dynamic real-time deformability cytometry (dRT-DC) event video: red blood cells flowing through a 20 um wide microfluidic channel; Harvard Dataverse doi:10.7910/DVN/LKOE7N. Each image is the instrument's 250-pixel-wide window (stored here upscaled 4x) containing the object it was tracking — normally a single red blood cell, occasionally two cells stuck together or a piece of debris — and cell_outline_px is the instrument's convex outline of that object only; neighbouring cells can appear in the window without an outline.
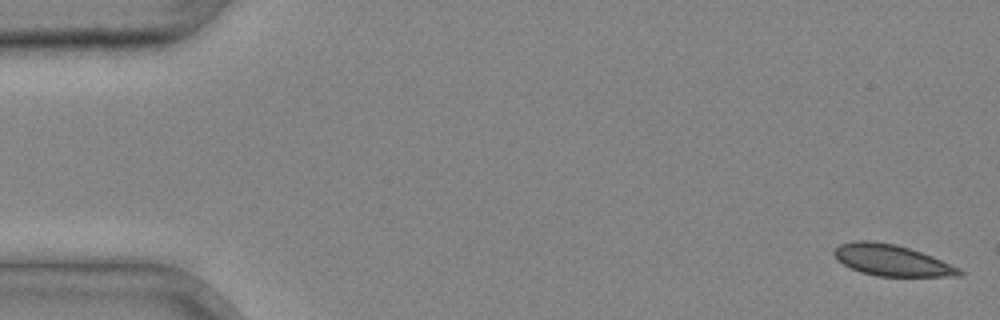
{"species": "common noctule bat (a hibernating species)", "species_latin": "Nyctalus noctula", "temperature_condition": "cold", "stored_images_in_passage": 34, "camera_frame_rate_fps": 3000, "um_per_image_px": 0.085, "animal": {"sex": "male", "body_mass_g": 20.4}, "frame": {"image": 1, "passage_image": 1, "time_ms": 0.0, "image_size_px": [1000, 320], "cell_outline_px": [[964, 272], [960, 276], [876, 276], [860, 272], [844, 264], [832, 252], [840, 244], [856, 240], [872, 240], [896, 244], [932, 256], [960, 268]], "centroid_in_image_um": [75.81, 22.12], "position_along_channel_um": 9.2, "area_um2": 22.6}}
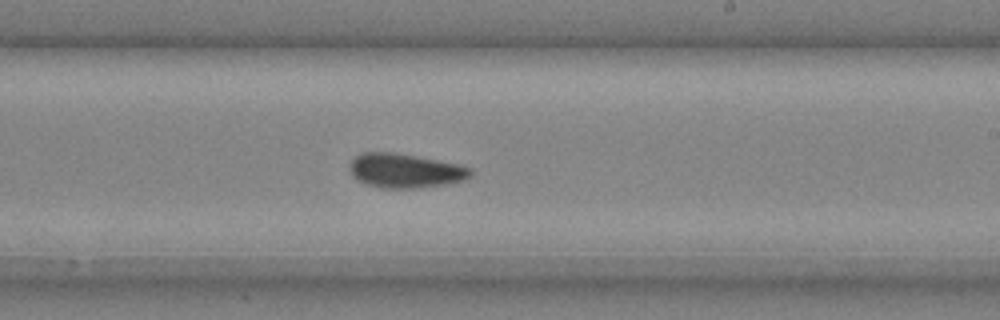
{"frame": {"image": 2, "passage_image": 23, "time_ms": 7.333, "image_size_px": [1000, 320], "cell_outline_px": [[472, 176], [464, 180], [448, 184], [420, 188], [380, 188], [356, 180], [352, 176], [348, 168], [348, 164], [356, 156], [364, 152], [396, 152], [456, 164], [472, 168]], "centroid_in_image_um": [34.42, 14.52], "position_along_channel_um": 254.6, "area_um2": 24.33}}
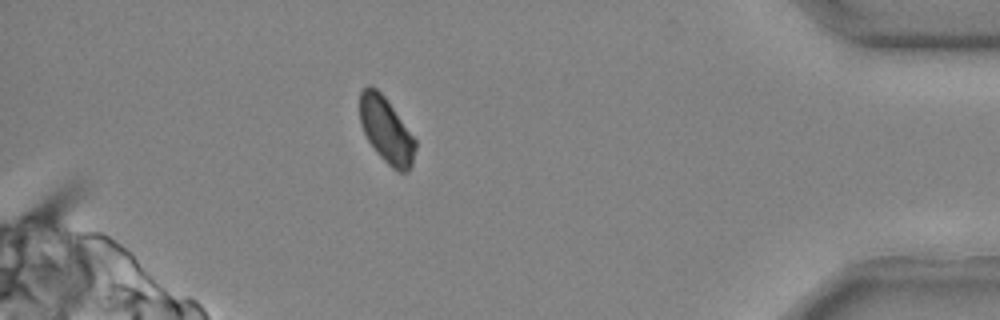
{"frame": {"image": 3, "passage_image": 34, "time_ms": 11.0, "image_size_px": [1000, 320], "cell_outline_px": [[416, 148], [412, 164], [408, 172], [400, 172], [392, 168], [376, 152], [368, 140], [360, 124], [360, 92], [368, 84], [376, 88], [384, 96], [416, 140]], "centroid_in_image_um": [32.83, 11.07], "position_along_channel_um": 402.4, "area_um2": 21.04}}